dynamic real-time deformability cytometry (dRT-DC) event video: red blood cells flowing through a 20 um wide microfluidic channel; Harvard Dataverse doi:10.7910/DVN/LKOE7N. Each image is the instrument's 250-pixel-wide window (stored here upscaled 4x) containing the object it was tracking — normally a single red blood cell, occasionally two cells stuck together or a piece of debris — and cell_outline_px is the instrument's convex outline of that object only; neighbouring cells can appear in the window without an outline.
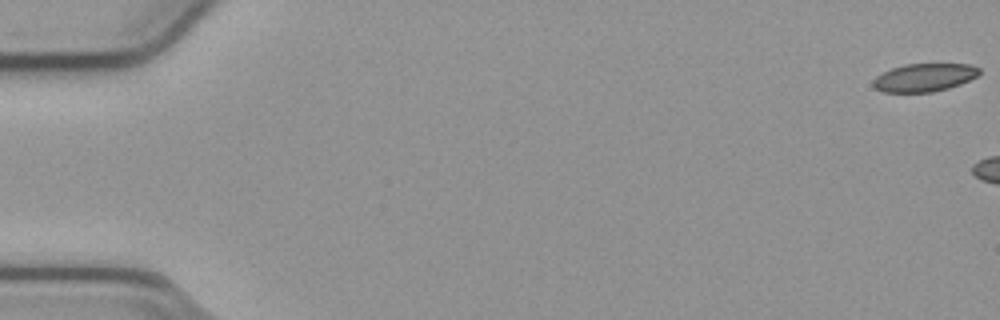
{"species": "common noctule bat (a hibernating species)", "species_latin": "Nyctalus noctula", "temperature_condition": "cold", "stored_images_in_passage": 6, "camera_frame_rate_fps": 3000, "um_per_image_px": 0.085, "animal": {"sex": "male", "body_mass_g": 23.1, "forearm_length_mm": 52.7}, "frame": {"image": 1, "passage_image": 1, "time_ms": 0.0, "image_size_px": [1000, 320], "cell_outline_px": [[980, 72], [976, 76], [960, 84], [948, 88], [932, 92], [884, 92], [876, 88], [872, 84], [872, 80], [876, 76], [892, 68], [904, 64], [968, 64], [980, 68]], "centroid_in_image_um": [78.55, 6.58], "position_along_channel_um": 6.5, "area_um2": 17.22}}